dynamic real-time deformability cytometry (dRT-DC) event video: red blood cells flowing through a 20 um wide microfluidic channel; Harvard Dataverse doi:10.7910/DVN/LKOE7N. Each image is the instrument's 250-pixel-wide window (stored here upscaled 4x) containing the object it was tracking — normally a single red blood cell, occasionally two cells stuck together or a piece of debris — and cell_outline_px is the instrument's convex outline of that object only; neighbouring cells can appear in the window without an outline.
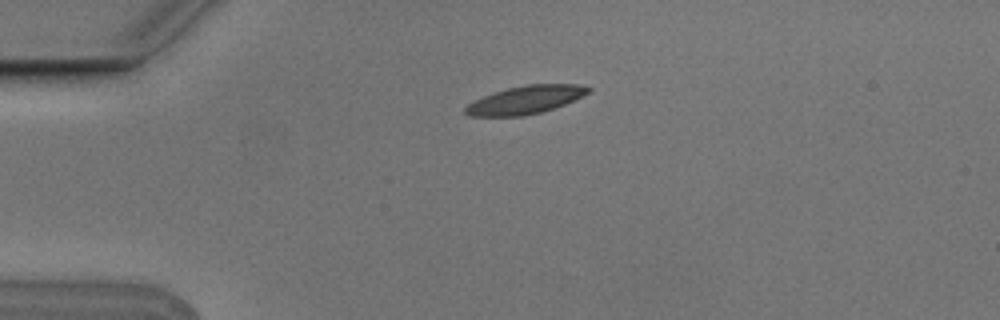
{"species": "Egyptian fruit bat (a non-hibernating species)", "species_latin": "Rousettus aegyptiacus", "temperature_condition": "cold", "stored_images_in_passage": 2, "camera_frame_rate_fps": 3000, "um_per_image_px": 0.085, "animal": {"sex": "male"}, "frame": {"image": 1, "passage_image": 1, "time_ms": 0.0, "image_size_px": [1000, 320], "cell_outline_px": [[592, 88], [588, 92], [564, 104], [540, 112], [524, 116], [468, 116], [464, 112], [464, 108], [468, 104], [484, 96], [508, 88], [528, 84], [576, 84]], "centroid_in_image_um": [44.62, 8.49], "position_along_channel_um": 40.4, "area_um2": 19.65}}